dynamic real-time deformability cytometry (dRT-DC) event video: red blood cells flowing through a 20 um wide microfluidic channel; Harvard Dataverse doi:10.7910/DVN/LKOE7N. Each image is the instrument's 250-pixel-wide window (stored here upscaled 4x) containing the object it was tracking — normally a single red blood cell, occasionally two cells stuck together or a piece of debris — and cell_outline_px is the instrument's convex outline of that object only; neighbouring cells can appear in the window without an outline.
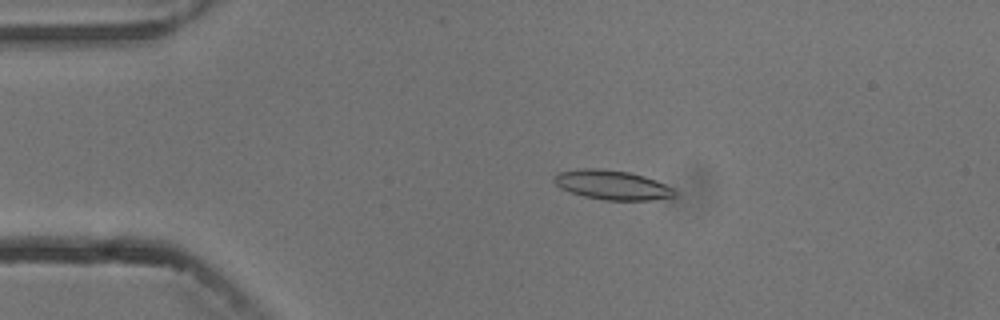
{"species": "common noctule bat (a hibernating species)", "species_latin": "Nyctalus noctula", "temperature_condition": "cold", "stored_images_in_passage": 8, "camera_frame_rate_fps": 3000, "um_per_image_px": 0.085, "animal": {"sex": "male", "body_mass_g": 13.3}, "frame": {"image": 1, "passage_image": 3, "time_ms": 2.333, "image_size_px": [1000, 320], "cell_outline_px": [[676, 196], [648, 200], [604, 200], [584, 196], [568, 192], [560, 188], [552, 180], [556, 172], [580, 168], [596, 168], [628, 172], [644, 176], [656, 180], [672, 188], [676, 192]], "centroid_in_image_um": [51.97, 15.71], "position_along_channel_um": 33.0, "area_um2": 20.69}}
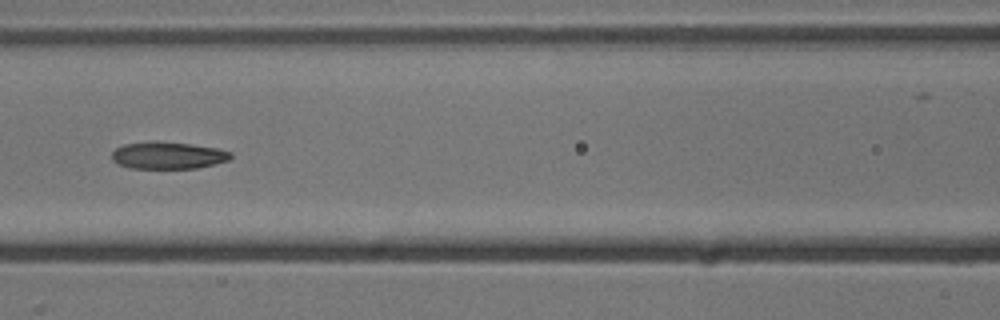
{"frame": {"image": 2, "passage_image": 6, "time_ms": 6.667, "image_size_px": [1000, 320], "cell_outline_px": [[232, 156], [228, 160], [216, 164], [196, 168], [128, 168], [112, 160], [112, 152], [116, 148], [124, 144], [152, 140], [156, 140], [188, 144], [216, 148], [232, 152]], "centroid_in_image_um": [14.26, 13.2], "position_along_channel_um": 152.3, "area_um2": 18.84}}
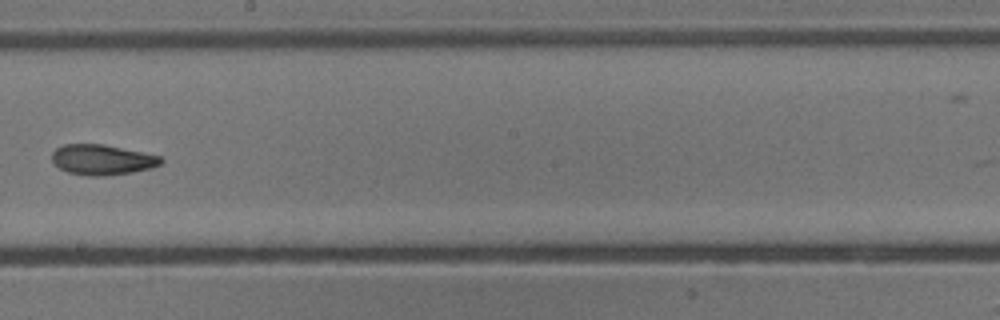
{"frame": {"image": 3, "passage_image": 8, "time_ms": 9.0, "image_size_px": [1000, 320], "cell_outline_px": [[164, 160], [160, 164], [152, 168], [132, 172], [104, 176], [88, 176], [68, 172], [60, 168], [52, 160], [52, 152], [56, 148], [64, 144], [104, 144], [160, 156]], "centroid_in_image_um": [8.68, 13.57], "position_along_channel_um": 239.5, "area_um2": 19.19}}